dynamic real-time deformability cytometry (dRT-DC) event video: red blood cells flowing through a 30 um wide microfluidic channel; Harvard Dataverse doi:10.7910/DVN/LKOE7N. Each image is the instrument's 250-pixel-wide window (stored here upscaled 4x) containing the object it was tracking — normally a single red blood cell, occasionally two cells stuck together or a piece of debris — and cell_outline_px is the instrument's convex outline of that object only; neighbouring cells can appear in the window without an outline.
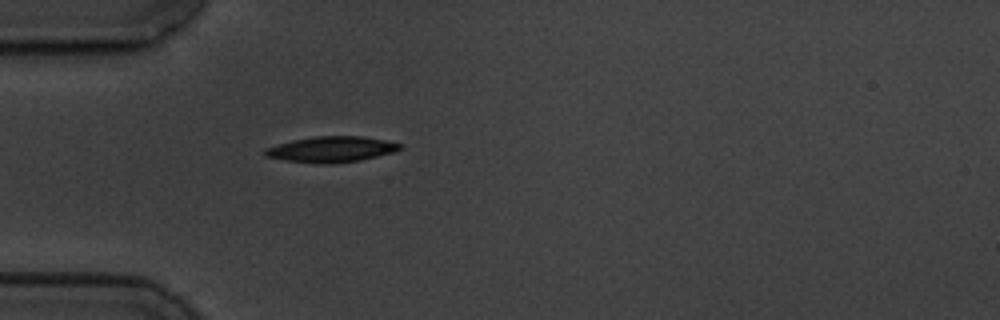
{"species": "common noctule bat (a hibernating species)", "species_latin": "Nyctalus noctula", "temperature_condition": "cold", "stored_images_in_passage": 6, "camera_frame_rate_fps": 3000, "um_per_image_px": 0.085, "animal": {"sex": "male", "body_mass_g": 19.5, "forearm_length_mm": 54.6}, "frame": {"image": 1, "passage_image": 2, "time_ms": 0.333, "image_size_px": [1000, 320], "cell_outline_px": [[404, 148], [396, 152], [360, 160], [332, 164], [320, 164], [284, 160], [264, 156], [264, 148], [292, 140], [316, 136], [364, 136], [404, 144]], "centroid_in_image_um": [28.2, 12.69], "position_along_channel_um": 56.8, "area_um2": 20.52}}
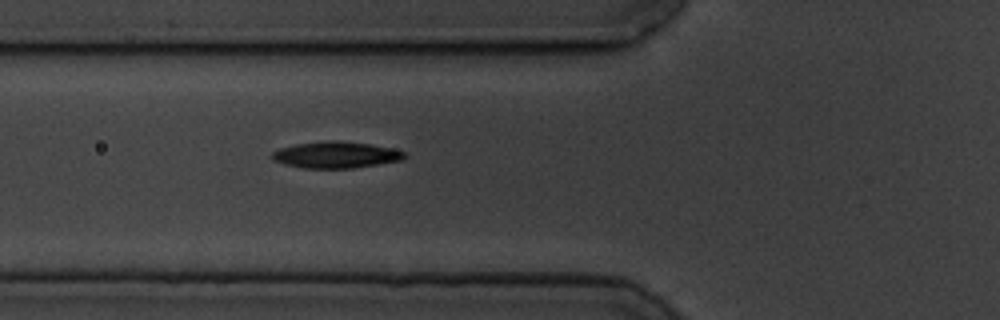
{"frame": {"image": 2, "passage_image": 6, "time_ms": 1.667, "image_size_px": [1000, 320], "cell_outline_px": [[408, 156], [404, 160], [352, 168], [304, 168], [284, 164], [272, 160], [272, 152], [280, 148], [296, 144], [332, 140], [340, 140], [368, 144], [392, 148], [404, 152]], "centroid_in_image_um": [28.57, 13.16], "position_along_channel_um": 97.2, "area_um2": 20.4}}